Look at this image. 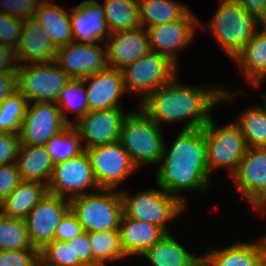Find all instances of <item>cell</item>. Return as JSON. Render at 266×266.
Here are the masks:
<instances>
[{
    "instance_id": "f35d334b",
    "label": "cell",
    "mask_w": 266,
    "mask_h": 266,
    "mask_svg": "<svg viewBox=\"0 0 266 266\" xmlns=\"http://www.w3.org/2000/svg\"><path fill=\"white\" fill-rule=\"evenodd\" d=\"M4 14L20 19L33 18L43 0H0Z\"/></svg>"
},
{
    "instance_id": "8992f818",
    "label": "cell",
    "mask_w": 266,
    "mask_h": 266,
    "mask_svg": "<svg viewBox=\"0 0 266 266\" xmlns=\"http://www.w3.org/2000/svg\"><path fill=\"white\" fill-rule=\"evenodd\" d=\"M159 188L144 190L133 196L121 191L123 214L134 220L154 224L165 233H170L167 222L178 217L186 206L178 198Z\"/></svg>"
},
{
    "instance_id": "d6986e66",
    "label": "cell",
    "mask_w": 266,
    "mask_h": 266,
    "mask_svg": "<svg viewBox=\"0 0 266 266\" xmlns=\"http://www.w3.org/2000/svg\"><path fill=\"white\" fill-rule=\"evenodd\" d=\"M106 39L107 62L110 68L120 70L151 51L149 38L143 27L112 33Z\"/></svg>"
},
{
    "instance_id": "836d02e7",
    "label": "cell",
    "mask_w": 266,
    "mask_h": 266,
    "mask_svg": "<svg viewBox=\"0 0 266 266\" xmlns=\"http://www.w3.org/2000/svg\"><path fill=\"white\" fill-rule=\"evenodd\" d=\"M64 118V120L72 125V121L64 114V109L77 113L75 119L77 122L88 113L87 92L84 81L82 79L71 78L64 86L55 103Z\"/></svg>"
},
{
    "instance_id": "ab89813d",
    "label": "cell",
    "mask_w": 266,
    "mask_h": 266,
    "mask_svg": "<svg viewBox=\"0 0 266 266\" xmlns=\"http://www.w3.org/2000/svg\"><path fill=\"white\" fill-rule=\"evenodd\" d=\"M40 250H0V266H35Z\"/></svg>"
},
{
    "instance_id": "d590c367",
    "label": "cell",
    "mask_w": 266,
    "mask_h": 266,
    "mask_svg": "<svg viewBox=\"0 0 266 266\" xmlns=\"http://www.w3.org/2000/svg\"><path fill=\"white\" fill-rule=\"evenodd\" d=\"M28 103L26 97L19 90L9 95L0 104V131L19 134Z\"/></svg>"
},
{
    "instance_id": "5bb4252c",
    "label": "cell",
    "mask_w": 266,
    "mask_h": 266,
    "mask_svg": "<svg viewBox=\"0 0 266 266\" xmlns=\"http://www.w3.org/2000/svg\"><path fill=\"white\" fill-rule=\"evenodd\" d=\"M29 105L18 134L21 145H46L50 138L69 126L55 103L34 102L32 107Z\"/></svg>"
},
{
    "instance_id": "7dc6e473",
    "label": "cell",
    "mask_w": 266,
    "mask_h": 266,
    "mask_svg": "<svg viewBox=\"0 0 266 266\" xmlns=\"http://www.w3.org/2000/svg\"><path fill=\"white\" fill-rule=\"evenodd\" d=\"M257 20L266 10V0H237Z\"/></svg>"
},
{
    "instance_id": "ffe728a7",
    "label": "cell",
    "mask_w": 266,
    "mask_h": 266,
    "mask_svg": "<svg viewBox=\"0 0 266 266\" xmlns=\"http://www.w3.org/2000/svg\"><path fill=\"white\" fill-rule=\"evenodd\" d=\"M16 56L19 65L50 63L55 61L57 48L34 18L24 19ZM22 63V64H21ZM24 63V64H23Z\"/></svg>"
},
{
    "instance_id": "30bf717a",
    "label": "cell",
    "mask_w": 266,
    "mask_h": 266,
    "mask_svg": "<svg viewBox=\"0 0 266 266\" xmlns=\"http://www.w3.org/2000/svg\"><path fill=\"white\" fill-rule=\"evenodd\" d=\"M85 151L100 189L117 188L132 172L139 169L132 163L120 141L90 147Z\"/></svg>"
},
{
    "instance_id": "ba28073f",
    "label": "cell",
    "mask_w": 266,
    "mask_h": 266,
    "mask_svg": "<svg viewBox=\"0 0 266 266\" xmlns=\"http://www.w3.org/2000/svg\"><path fill=\"white\" fill-rule=\"evenodd\" d=\"M206 142L207 165L209 173L213 169L226 167L233 175L244 157L248 147L239 127L235 123L215 126L211 118L203 127Z\"/></svg>"
},
{
    "instance_id": "f907efd6",
    "label": "cell",
    "mask_w": 266,
    "mask_h": 266,
    "mask_svg": "<svg viewBox=\"0 0 266 266\" xmlns=\"http://www.w3.org/2000/svg\"><path fill=\"white\" fill-rule=\"evenodd\" d=\"M35 266H49V265H46L43 261L39 260Z\"/></svg>"
},
{
    "instance_id": "603a6c76",
    "label": "cell",
    "mask_w": 266,
    "mask_h": 266,
    "mask_svg": "<svg viewBox=\"0 0 266 266\" xmlns=\"http://www.w3.org/2000/svg\"><path fill=\"white\" fill-rule=\"evenodd\" d=\"M119 233L125 256L142 255L166 234L154 224L134 220L124 214L120 220Z\"/></svg>"
},
{
    "instance_id": "8fae6325",
    "label": "cell",
    "mask_w": 266,
    "mask_h": 266,
    "mask_svg": "<svg viewBox=\"0 0 266 266\" xmlns=\"http://www.w3.org/2000/svg\"><path fill=\"white\" fill-rule=\"evenodd\" d=\"M92 187L96 190L100 189L95 180L88 154L84 150L78 156L54 164L47 188L50 194L71 200L87 194L85 190Z\"/></svg>"
},
{
    "instance_id": "f1b7e54d",
    "label": "cell",
    "mask_w": 266,
    "mask_h": 266,
    "mask_svg": "<svg viewBox=\"0 0 266 266\" xmlns=\"http://www.w3.org/2000/svg\"><path fill=\"white\" fill-rule=\"evenodd\" d=\"M102 6L110 34L142 27L138 0H104Z\"/></svg>"
},
{
    "instance_id": "f546056e",
    "label": "cell",
    "mask_w": 266,
    "mask_h": 266,
    "mask_svg": "<svg viewBox=\"0 0 266 266\" xmlns=\"http://www.w3.org/2000/svg\"><path fill=\"white\" fill-rule=\"evenodd\" d=\"M140 23L143 28L180 20L188 11L186 6L172 0H138Z\"/></svg>"
},
{
    "instance_id": "cb8c5ba5",
    "label": "cell",
    "mask_w": 266,
    "mask_h": 266,
    "mask_svg": "<svg viewBox=\"0 0 266 266\" xmlns=\"http://www.w3.org/2000/svg\"><path fill=\"white\" fill-rule=\"evenodd\" d=\"M16 164L22 181L48 187L54 164L45 145H20Z\"/></svg>"
},
{
    "instance_id": "7c38bea8",
    "label": "cell",
    "mask_w": 266,
    "mask_h": 266,
    "mask_svg": "<svg viewBox=\"0 0 266 266\" xmlns=\"http://www.w3.org/2000/svg\"><path fill=\"white\" fill-rule=\"evenodd\" d=\"M232 177L251 206L266 212V147L248 148Z\"/></svg>"
},
{
    "instance_id": "e0dca14e",
    "label": "cell",
    "mask_w": 266,
    "mask_h": 266,
    "mask_svg": "<svg viewBox=\"0 0 266 266\" xmlns=\"http://www.w3.org/2000/svg\"><path fill=\"white\" fill-rule=\"evenodd\" d=\"M198 21L189 10L180 20L146 28L151 51L168 56L178 64L177 51L194 40Z\"/></svg>"
},
{
    "instance_id": "1f68e13d",
    "label": "cell",
    "mask_w": 266,
    "mask_h": 266,
    "mask_svg": "<svg viewBox=\"0 0 266 266\" xmlns=\"http://www.w3.org/2000/svg\"><path fill=\"white\" fill-rule=\"evenodd\" d=\"M79 132L69 125L46 142V148L53 164L78 156L84 151Z\"/></svg>"
},
{
    "instance_id": "7bdbcfd3",
    "label": "cell",
    "mask_w": 266,
    "mask_h": 266,
    "mask_svg": "<svg viewBox=\"0 0 266 266\" xmlns=\"http://www.w3.org/2000/svg\"><path fill=\"white\" fill-rule=\"evenodd\" d=\"M83 232L84 229L79 223L76 215L69 210L56 227L54 240L68 242Z\"/></svg>"
},
{
    "instance_id": "484cf974",
    "label": "cell",
    "mask_w": 266,
    "mask_h": 266,
    "mask_svg": "<svg viewBox=\"0 0 266 266\" xmlns=\"http://www.w3.org/2000/svg\"><path fill=\"white\" fill-rule=\"evenodd\" d=\"M255 88L266 79V34L256 31L252 39L233 58Z\"/></svg>"
},
{
    "instance_id": "e575fe53",
    "label": "cell",
    "mask_w": 266,
    "mask_h": 266,
    "mask_svg": "<svg viewBox=\"0 0 266 266\" xmlns=\"http://www.w3.org/2000/svg\"><path fill=\"white\" fill-rule=\"evenodd\" d=\"M234 122L245 138L248 148L266 147V115L257 106L243 111Z\"/></svg>"
},
{
    "instance_id": "9a60e30c",
    "label": "cell",
    "mask_w": 266,
    "mask_h": 266,
    "mask_svg": "<svg viewBox=\"0 0 266 266\" xmlns=\"http://www.w3.org/2000/svg\"><path fill=\"white\" fill-rule=\"evenodd\" d=\"M69 210L70 200L47 192L24 219L33 247L41 250L54 240L56 227Z\"/></svg>"
},
{
    "instance_id": "681fc988",
    "label": "cell",
    "mask_w": 266,
    "mask_h": 266,
    "mask_svg": "<svg viewBox=\"0 0 266 266\" xmlns=\"http://www.w3.org/2000/svg\"><path fill=\"white\" fill-rule=\"evenodd\" d=\"M263 97H264L263 100H265V101H264V105H265V106H264V105H263L262 107L259 106V108H260V109L262 110V112L266 115V94H264Z\"/></svg>"
},
{
    "instance_id": "9c48e42d",
    "label": "cell",
    "mask_w": 266,
    "mask_h": 266,
    "mask_svg": "<svg viewBox=\"0 0 266 266\" xmlns=\"http://www.w3.org/2000/svg\"><path fill=\"white\" fill-rule=\"evenodd\" d=\"M70 79L55 61L18 66V90L28 102L56 103L60 92Z\"/></svg>"
},
{
    "instance_id": "3957f363",
    "label": "cell",
    "mask_w": 266,
    "mask_h": 266,
    "mask_svg": "<svg viewBox=\"0 0 266 266\" xmlns=\"http://www.w3.org/2000/svg\"><path fill=\"white\" fill-rule=\"evenodd\" d=\"M159 126L141 108L125 117L119 141L137 168L158 164L163 156L165 140Z\"/></svg>"
},
{
    "instance_id": "4fadbf2b",
    "label": "cell",
    "mask_w": 266,
    "mask_h": 266,
    "mask_svg": "<svg viewBox=\"0 0 266 266\" xmlns=\"http://www.w3.org/2000/svg\"><path fill=\"white\" fill-rule=\"evenodd\" d=\"M55 62L73 79H82L107 69V50L97 42H76L57 48Z\"/></svg>"
},
{
    "instance_id": "2e32d148",
    "label": "cell",
    "mask_w": 266,
    "mask_h": 266,
    "mask_svg": "<svg viewBox=\"0 0 266 266\" xmlns=\"http://www.w3.org/2000/svg\"><path fill=\"white\" fill-rule=\"evenodd\" d=\"M127 115L122 108L94 110L89 111L78 122H72V125L79 132L85 150L119 141Z\"/></svg>"
},
{
    "instance_id": "44dd1931",
    "label": "cell",
    "mask_w": 266,
    "mask_h": 266,
    "mask_svg": "<svg viewBox=\"0 0 266 266\" xmlns=\"http://www.w3.org/2000/svg\"><path fill=\"white\" fill-rule=\"evenodd\" d=\"M74 41L104 43L110 36L104 8L97 0H85L73 8L70 14Z\"/></svg>"
},
{
    "instance_id": "74e56055",
    "label": "cell",
    "mask_w": 266,
    "mask_h": 266,
    "mask_svg": "<svg viewBox=\"0 0 266 266\" xmlns=\"http://www.w3.org/2000/svg\"><path fill=\"white\" fill-rule=\"evenodd\" d=\"M24 20L0 12V44L17 48Z\"/></svg>"
},
{
    "instance_id": "277c9868",
    "label": "cell",
    "mask_w": 266,
    "mask_h": 266,
    "mask_svg": "<svg viewBox=\"0 0 266 266\" xmlns=\"http://www.w3.org/2000/svg\"><path fill=\"white\" fill-rule=\"evenodd\" d=\"M207 27L221 49L231 58H234L260 29L257 19L245 11L237 0H223Z\"/></svg>"
},
{
    "instance_id": "4dcf8cb0",
    "label": "cell",
    "mask_w": 266,
    "mask_h": 266,
    "mask_svg": "<svg viewBox=\"0 0 266 266\" xmlns=\"http://www.w3.org/2000/svg\"><path fill=\"white\" fill-rule=\"evenodd\" d=\"M93 251V266H106L107 261H118L125 257L120 244L119 230L89 233Z\"/></svg>"
},
{
    "instance_id": "d6a6232c",
    "label": "cell",
    "mask_w": 266,
    "mask_h": 266,
    "mask_svg": "<svg viewBox=\"0 0 266 266\" xmlns=\"http://www.w3.org/2000/svg\"><path fill=\"white\" fill-rule=\"evenodd\" d=\"M0 250H38L31 244L25 220L0 211Z\"/></svg>"
},
{
    "instance_id": "5b68a950",
    "label": "cell",
    "mask_w": 266,
    "mask_h": 266,
    "mask_svg": "<svg viewBox=\"0 0 266 266\" xmlns=\"http://www.w3.org/2000/svg\"><path fill=\"white\" fill-rule=\"evenodd\" d=\"M114 190L101 188L96 193H87L70 200V210L76 215L84 231L92 233L119 230L123 205L121 192Z\"/></svg>"
},
{
    "instance_id": "bcb514c9",
    "label": "cell",
    "mask_w": 266,
    "mask_h": 266,
    "mask_svg": "<svg viewBox=\"0 0 266 266\" xmlns=\"http://www.w3.org/2000/svg\"><path fill=\"white\" fill-rule=\"evenodd\" d=\"M17 90V74L0 73V104Z\"/></svg>"
},
{
    "instance_id": "4316f807",
    "label": "cell",
    "mask_w": 266,
    "mask_h": 266,
    "mask_svg": "<svg viewBox=\"0 0 266 266\" xmlns=\"http://www.w3.org/2000/svg\"><path fill=\"white\" fill-rule=\"evenodd\" d=\"M166 233L142 255L153 266H202V257L195 256L178 243L172 234Z\"/></svg>"
},
{
    "instance_id": "ee69618b",
    "label": "cell",
    "mask_w": 266,
    "mask_h": 266,
    "mask_svg": "<svg viewBox=\"0 0 266 266\" xmlns=\"http://www.w3.org/2000/svg\"><path fill=\"white\" fill-rule=\"evenodd\" d=\"M20 145L18 134L0 131V165L16 163Z\"/></svg>"
},
{
    "instance_id": "7a4b0ae2",
    "label": "cell",
    "mask_w": 266,
    "mask_h": 266,
    "mask_svg": "<svg viewBox=\"0 0 266 266\" xmlns=\"http://www.w3.org/2000/svg\"><path fill=\"white\" fill-rule=\"evenodd\" d=\"M158 164L157 186L178 198L185 206L183 198L177 194L195 189L206 191L210 173L202 128L180 130L169 150L164 142L163 156Z\"/></svg>"
},
{
    "instance_id": "ac0fdd59",
    "label": "cell",
    "mask_w": 266,
    "mask_h": 266,
    "mask_svg": "<svg viewBox=\"0 0 266 266\" xmlns=\"http://www.w3.org/2000/svg\"><path fill=\"white\" fill-rule=\"evenodd\" d=\"M82 80L86 85L88 112L121 108L118 100L127 92L121 70L108 67Z\"/></svg>"
},
{
    "instance_id": "60d3db41",
    "label": "cell",
    "mask_w": 266,
    "mask_h": 266,
    "mask_svg": "<svg viewBox=\"0 0 266 266\" xmlns=\"http://www.w3.org/2000/svg\"><path fill=\"white\" fill-rule=\"evenodd\" d=\"M72 245L73 266H93V251L91 249L89 233L84 231L68 241Z\"/></svg>"
},
{
    "instance_id": "7402d4cb",
    "label": "cell",
    "mask_w": 266,
    "mask_h": 266,
    "mask_svg": "<svg viewBox=\"0 0 266 266\" xmlns=\"http://www.w3.org/2000/svg\"><path fill=\"white\" fill-rule=\"evenodd\" d=\"M207 250L202 266H266V236L258 243L238 242L222 250Z\"/></svg>"
},
{
    "instance_id": "6da1fadb",
    "label": "cell",
    "mask_w": 266,
    "mask_h": 266,
    "mask_svg": "<svg viewBox=\"0 0 266 266\" xmlns=\"http://www.w3.org/2000/svg\"><path fill=\"white\" fill-rule=\"evenodd\" d=\"M177 80L176 75L140 101L139 108L158 125L187 119L181 130L199 129L212 118L210 111L214 106L222 100H233L229 90L189 87Z\"/></svg>"
},
{
    "instance_id": "b9f144b4",
    "label": "cell",
    "mask_w": 266,
    "mask_h": 266,
    "mask_svg": "<svg viewBox=\"0 0 266 266\" xmlns=\"http://www.w3.org/2000/svg\"><path fill=\"white\" fill-rule=\"evenodd\" d=\"M22 182L16 163L0 165V204Z\"/></svg>"
},
{
    "instance_id": "83f0119b",
    "label": "cell",
    "mask_w": 266,
    "mask_h": 266,
    "mask_svg": "<svg viewBox=\"0 0 266 266\" xmlns=\"http://www.w3.org/2000/svg\"><path fill=\"white\" fill-rule=\"evenodd\" d=\"M47 192V186L42 183L22 181L0 204L1 212L5 216L24 220Z\"/></svg>"
},
{
    "instance_id": "f6af8a7d",
    "label": "cell",
    "mask_w": 266,
    "mask_h": 266,
    "mask_svg": "<svg viewBox=\"0 0 266 266\" xmlns=\"http://www.w3.org/2000/svg\"><path fill=\"white\" fill-rule=\"evenodd\" d=\"M18 66L16 50L0 44V73L17 74Z\"/></svg>"
},
{
    "instance_id": "c3c4849f",
    "label": "cell",
    "mask_w": 266,
    "mask_h": 266,
    "mask_svg": "<svg viewBox=\"0 0 266 266\" xmlns=\"http://www.w3.org/2000/svg\"><path fill=\"white\" fill-rule=\"evenodd\" d=\"M258 22V26L260 25V28L262 29L261 32L266 34V10L264 11V13L259 17V19L257 20Z\"/></svg>"
},
{
    "instance_id": "d4e9b609",
    "label": "cell",
    "mask_w": 266,
    "mask_h": 266,
    "mask_svg": "<svg viewBox=\"0 0 266 266\" xmlns=\"http://www.w3.org/2000/svg\"><path fill=\"white\" fill-rule=\"evenodd\" d=\"M50 0H43L34 19L43 26L56 48L68 45L73 39L70 14Z\"/></svg>"
},
{
    "instance_id": "8d00e7d4",
    "label": "cell",
    "mask_w": 266,
    "mask_h": 266,
    "mask_svg": "<svg viewBox=\"0 0 266 266\" xmlns=\"http://www.w3.org/2000/svg\"><path fill=\"white\" fill-rule=\"evenodd\" d=\"M40 260L49 266H73L72 245L52 240L40 250Z\"/></svg>"
},
{
    "instance_id": "52a82bcc",
    "label": "cell",
    "mask_w": 266,
    "mask_h": 266,
    "mask_svg": "<svg viewBox=\"0 0 266 266\" xmlns=\"http://www.w3.org/2000/svg\"><path fill=\"white\" fill-rule=\"evenodd\" d=\"M177 68L168 56L150 51L120 70L127 92L143 95L141 99L144 100L152 91L172 80L177 75Z\"/></svg>"
}]
</instances>
